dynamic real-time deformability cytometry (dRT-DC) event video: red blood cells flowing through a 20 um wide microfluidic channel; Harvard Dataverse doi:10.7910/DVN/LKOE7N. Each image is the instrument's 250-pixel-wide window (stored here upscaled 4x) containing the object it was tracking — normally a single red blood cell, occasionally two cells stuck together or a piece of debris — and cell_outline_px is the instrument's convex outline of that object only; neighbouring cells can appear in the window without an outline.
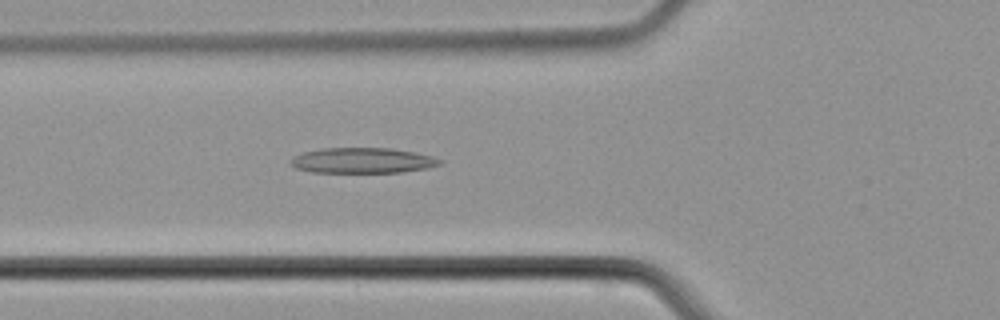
{"species": "common noctule bat (a hibernating species)", "species_latin": "Nyctalus noctula", "temperature_condition": "cold", "stored_images_in_passage": 49, "camera_frame_rate_fps": 3000, "um_per_image_px": 0.085, "animal": {"sex": "male", "body_mass_g": 21.5, "forearm_length_mm": 52.0}, "frame": {"image": 1, "passage_image": 18, "time_ms": 5.667, "image_size_px": [1000, 320], "cell_outline_px": [[444, 160], [440, 164], [428, 168], [400, 172], [312, 172], [296, 168], [292, 164], [292, 156], [304, 152], [324, 148], [392, 148], [432, 156]], "centroid_in_image_um": [30.84, 13.64], "position_along_channel_um": 95.0, "area_um2": 21.91}}
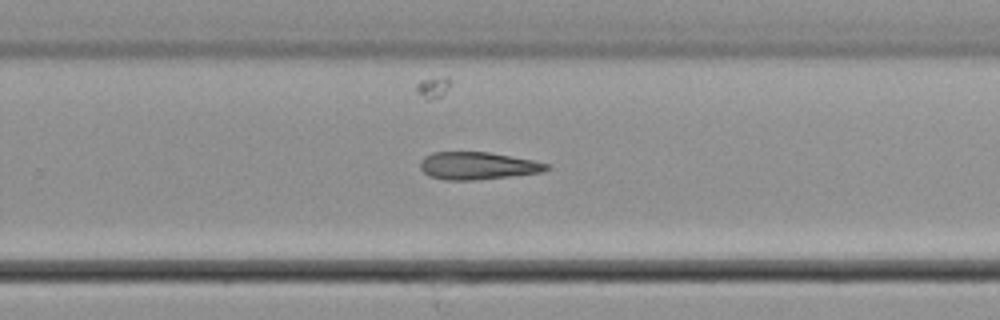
{"frame": {"image": 2, "passage_image": 32, "time_ms": 10.333, "image_size_px": [1000, 320], "cell_outline_px": [[552, 168], [540, 172], [476, 180], [444, 180], [428, 176], [420, 168], [420, 160], [424, 156], [432, 152], [488, 152], [532, 160], [552, 164]], "centroid_in_image_um": [40.58, 14.09], "position_along_channel_um": 289.2, "area_um2": 20.29}}
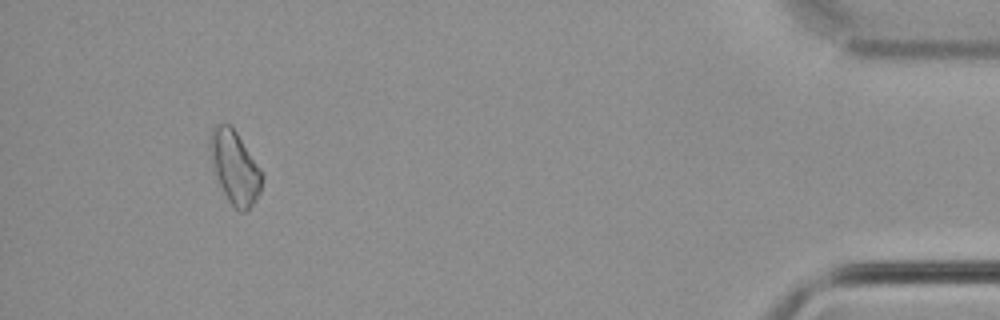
{"frame": {"image": 3, "passage_image": 46, "time_ms": 15.0, "image_size_px": [1000, 320], "cell_outline_px": [[264, 176], [260, 192], [248, 212], [240, 212], [228, 200], [212, 168], [208, 148], [208, 136], [212, 128], [216, 124], [228, 124], [236, 132], [264, 172]], "centroid_in_image_um": [19.95, 14.21], "position_along_channel_um": 415.3, "area_um2": 22.43}}